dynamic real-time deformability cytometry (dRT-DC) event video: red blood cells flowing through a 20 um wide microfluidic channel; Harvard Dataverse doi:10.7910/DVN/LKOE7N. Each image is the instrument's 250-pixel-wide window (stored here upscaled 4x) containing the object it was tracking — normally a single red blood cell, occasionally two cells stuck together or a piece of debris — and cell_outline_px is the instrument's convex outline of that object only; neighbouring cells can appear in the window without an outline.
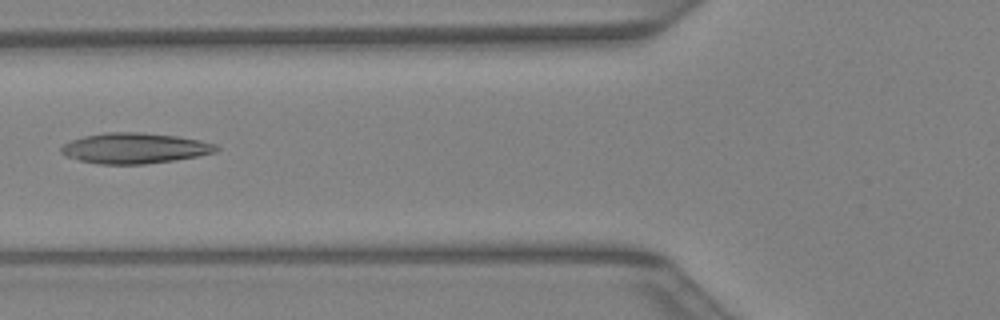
{"species": "Egyptian fruit bat (a non-hibernating species)", "species_latin": "Rousettus aegyptiacus", "temperature_condition": "warm", "stored_images_in_passage": 30, "camera_frame_rate_fps": 3000, "um_per_image_px": 0.085, "animal": {"sex": "female"}, "frame": {"image": 1, "passage_image": 5, "time_ms": 1.333, "image_size_px": [1000, 320], "cell_outline_px": [[220, 148], [216, 152], [176, 160], [144, 164], [100, 164], [80, 160], [64, 156], [60, 152], [60, 148], [64, 144], [72, 140], [84, 136], [104, 132], [140, 132], [176, 136], [200, 140], [216, 144]], "centroid_in_image_um": [11.44, 12.59], "position_along_channel_um": 114.4, "area_um2": 27.63}}
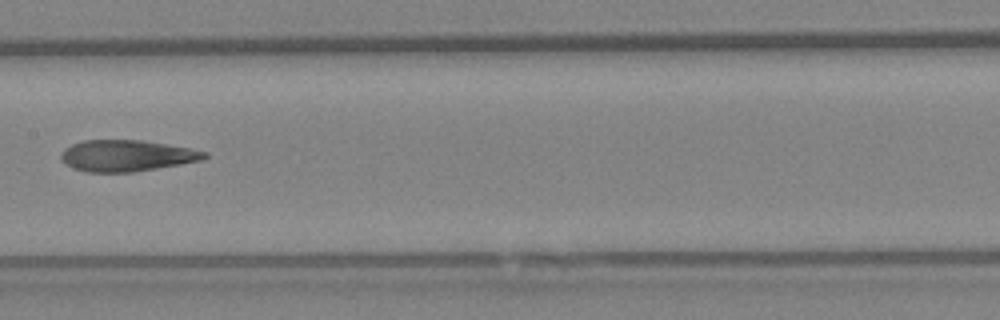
{"frame": {"image": 2, "passage_image": 10, "time_ms": 3.0, "image_size_px": [1000, 320], "cell_outline_px": [[208, 156], [200, 160], [180, 164], [132, 172], [88, 172], [72, 168], [64, 164], [60, 160], [60, 152], [64, 148], [72, 144], [84, 140], [140, 140], [192, 148], [208, 152]], "centroid_in_image_um": [10.72, 13.23], "position_along_channel_um": 196.7, "area_um2": 26.24}}
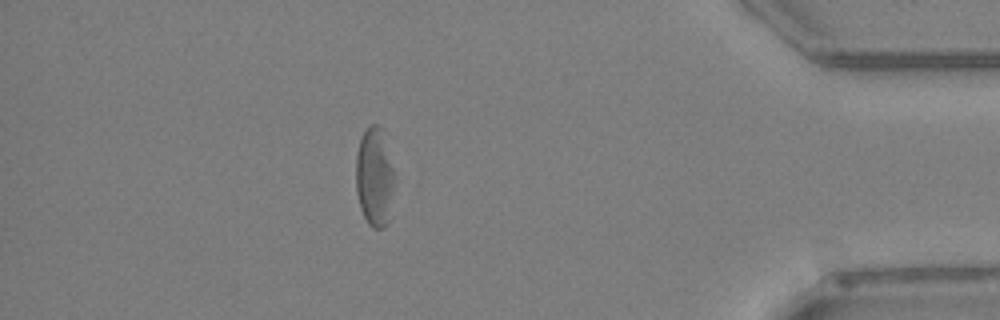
{"frame": {"image": 3, "passage_image": 25, "time_ms": 8.0, "image_size_px": [1000, 320], "cell_outline_px": [[396, 172], [388, 220], [384, 228], [372, 228], [368, 224], [360, 208], [356, 192], [356, 152], [360, 136], [372, 124], [380, 124], [384, 128]], "centroid_in_image_um": [31.86, 14.97], "position_along_channel_um": 403.3, "area_um2": 23.12}}